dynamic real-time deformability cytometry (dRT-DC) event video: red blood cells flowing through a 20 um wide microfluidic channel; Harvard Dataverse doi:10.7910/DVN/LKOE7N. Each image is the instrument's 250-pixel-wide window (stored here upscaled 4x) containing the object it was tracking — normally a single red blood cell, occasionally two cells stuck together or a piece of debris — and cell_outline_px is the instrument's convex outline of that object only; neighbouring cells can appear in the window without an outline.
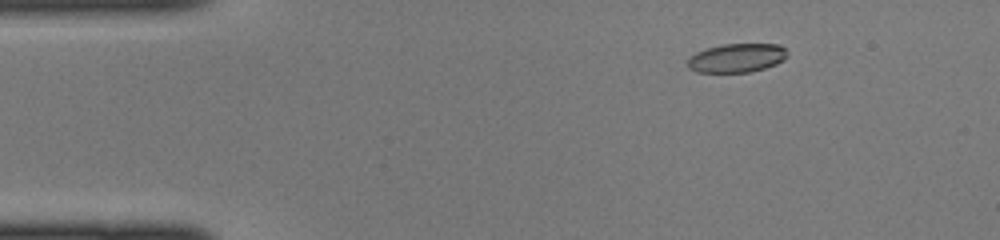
{"species": "common noctule bat (a hibernating species)", "species_latin": "Nyctalus noctula", "temperature_condition": "cold", "stored_images_in_passage": 41, "camera_frame_rate_fps": 3000, "um_per_image_px": 0.085, "animal": {"sex": "female", "body_mass_g": 22.0, "forearm_length_mm": 56.7}, "frame": {"image": 1, "passage_image": 3, "time_ms": 0.667, "image_size_px": [1000, 240], "cell_outline_px": [[788, 56], [784, 60], [776, 64], [752, 72], [696, 72], [688, 68], [688, 56], [696, 52], [720, 44], [780, 44], [788, 52]], "centroid_in_image_um": [62.63, 4.92], "position_along_channel_um": 22.4, "area_um2": 16.94}}
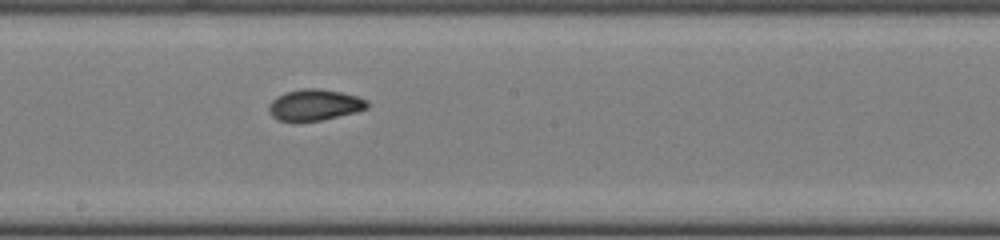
{"frame": {"image": 2, "passage_image": 21, "time_ms": 6.667, "image_size_px": [1000, 240], "cell_outline_px": [[368, 108], [356, 112], [320, 120], [280, 120], [272, 116], [268, 112], [268, 104], [276, 96], [284, 92], [304, 88], [320, 88], [340, 92], [356, 96], [368, 100]], "centroid_in_image_um": [26.73, 8.89], "position_along_channel_um": 221.5, "area_um2": 17.74}}
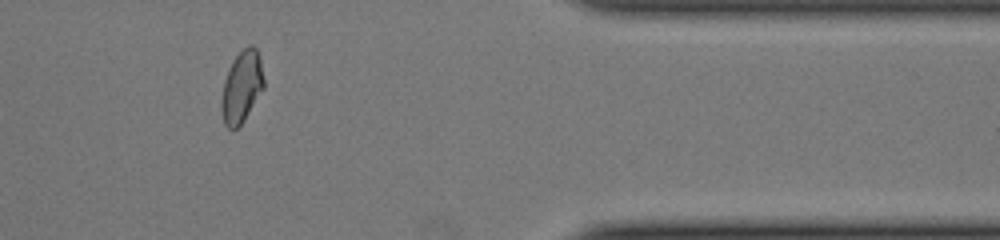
{"frame": {"image": 3, "passage_image": 34, "time_ms": 11.0, "image_size_px": [1000, 240], "cell_outline_px": [[264, 88], [244, 120], [232, 132], [224, 124], [220, 108], [220, 100], [224, 80], [228, 68], [232, 60], [248, 44], [252, 44], [256, 48], [260, 56], [264, 80]], "centroid_in_image_um": [20.53, 7.38], "position_along_channel_um": 390.9, "area_um2": 18.03}}